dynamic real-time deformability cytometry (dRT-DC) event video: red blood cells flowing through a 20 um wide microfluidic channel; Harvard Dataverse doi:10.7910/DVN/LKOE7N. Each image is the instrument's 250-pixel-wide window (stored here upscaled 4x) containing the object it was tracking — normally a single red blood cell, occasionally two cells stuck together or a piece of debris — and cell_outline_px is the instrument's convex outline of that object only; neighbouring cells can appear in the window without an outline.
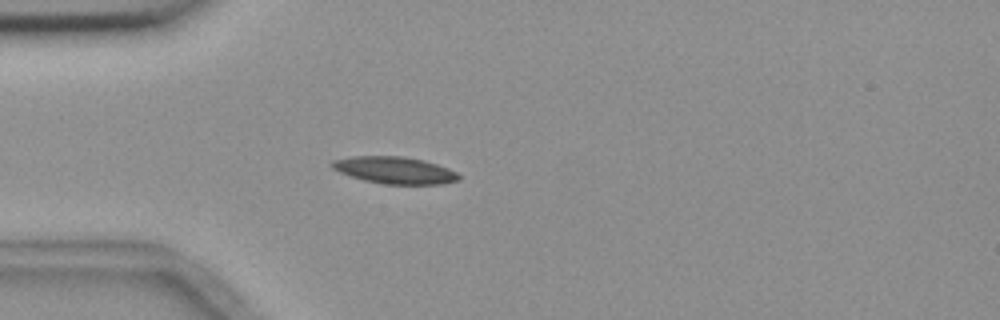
{"species": "common noctule bat (a hibernating species)", "species_latin": "Nyctalus noctula", "temperature_condition": "room temperature", "stored_images_in_passage": 7, "camera_frame_rate_fps": 3000, "um_per_image_px": 0.085, "animal": {"sex": "female", "body_mass_g": 18.4}, "frame": {"image": 1, "passage_image": 5, "time_ms": 5.333, "image_size_px": [1000, 320], "cell_outline_px": [[460, 180], [444, 184], [384, 184], [364, 180], [340, 172], [332, 168], [328, 164], [332, 160], [352, 156], [400, 156], [424, 160], [448, 168], [456, 172], [460, 176]], "centroid_in_image_um": [33.54, 14.46], "position_along_channel_um": 51.5, "area_um2": 19.94}}